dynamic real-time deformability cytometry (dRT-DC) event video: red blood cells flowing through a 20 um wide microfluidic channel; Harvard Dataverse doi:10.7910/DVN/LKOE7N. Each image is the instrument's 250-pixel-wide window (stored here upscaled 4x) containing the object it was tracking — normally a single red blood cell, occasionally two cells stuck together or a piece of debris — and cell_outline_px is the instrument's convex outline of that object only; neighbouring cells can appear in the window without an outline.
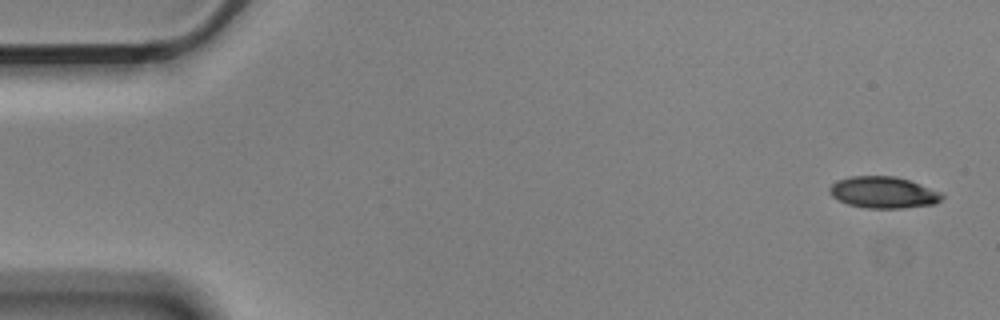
{"species": "Egyptian fruit bat (a non-hibernating species)", "species_latin": "Rousettus aegyptiacus", "temperature_condition": "cold", "stored_images_in_passage": 3, "camera_frame_rate_fps": 3000, "um_per_image_px": 0.085, "animal": {"sex": "male"}, "frame": {"image": 1, "passage_image": 1, "time_ms": 0.0, "image_size_px": [1000, 320], "cell_outline_px": [[944, 196], [936, 204], [904, 208], [868, 208], [848, 204], [832, 196], [828, 192], [828, 188], [836, 180], [852, 176], [896, 176], [944, 192]], "centroid_in_image_um": [75.11, 16.35], "position_along_channel_um": 9.9, "area_um2": 20.81}}